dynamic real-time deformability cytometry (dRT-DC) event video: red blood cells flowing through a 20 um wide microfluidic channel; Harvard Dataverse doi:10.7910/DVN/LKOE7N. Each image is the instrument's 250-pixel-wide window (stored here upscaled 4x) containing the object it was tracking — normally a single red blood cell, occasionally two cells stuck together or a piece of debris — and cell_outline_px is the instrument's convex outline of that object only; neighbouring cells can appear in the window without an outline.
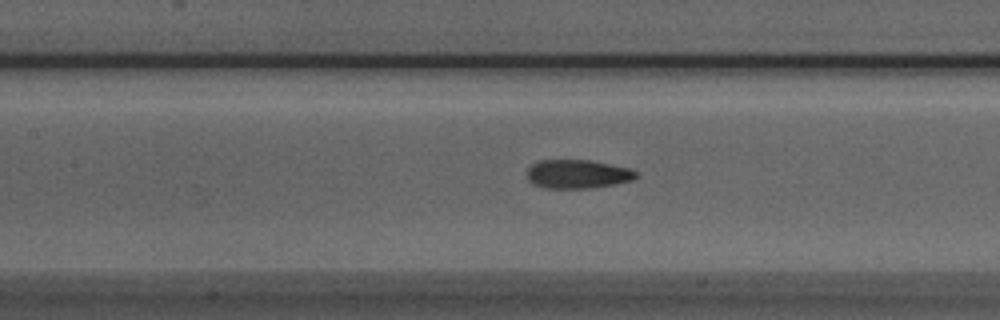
{"species": "Egyptian fruit bat (a non-hibernating species)", "species_latin": "Rousettus aegyptiacus", "temperature_condition": "room temperature", "stored_images_in_passage": 37, "camera_frame_rate_fps": 3000, "um_per_image_px": 0.085, "animal": {"sex": "male"}, "frame": {"image": 1, "passage_image": 13, "time_ms": 4.0, "image_size_px": [1000, 320], "cell_outline_px": [[636, 176], [632, 180], [612, 184], [584, 188], [544, 188], [532, 184], [528, 180], [528, 168], [532, 164], [540, 160], [592, 160], [628, 168], [636, 172]], "centroid_in_image_um": [49.04, 14.79], "position_along_channel_um": 158.4, "area_um2": 18.03}}
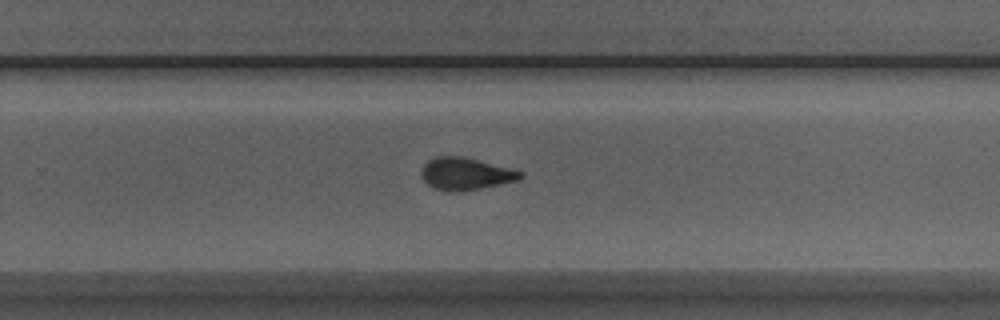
{"frame": {"image": 2, "passage_image": 23, "time_ms": 7.333, "image_size_px": [1000, 320], "cell_outline_px": [[524, 176], [516, 180], [480, 188], [460, 192], [448, 192], [436, 188], [428, 184], [420, 176], [420, 172], [424, 164], [428, 160], [436, 156], [464, 156], [520, 172]], "centroid_in_image_um": [39.48, 14.77], "position_along_channel_um": 290.3, "area_um2": 18.26}}
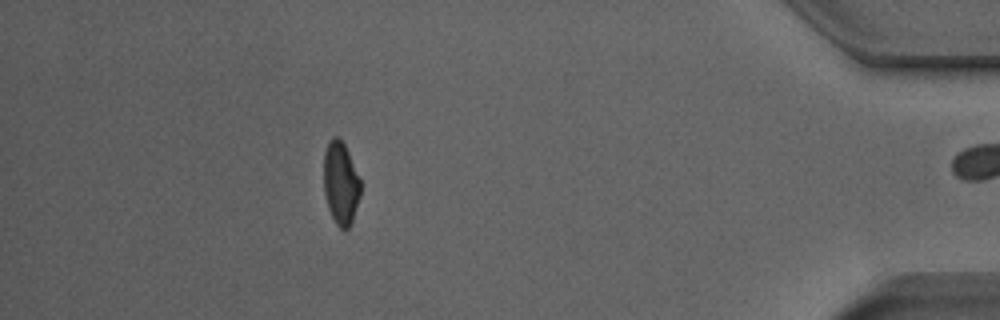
{"frame": {"image": 3, "passage_image": 36, "time_ms": 11.667, "image_size_px": [1000, 320], "cell_outline_px": [[360, 196], [352, 220], [348, 228], [344, 232], [336, 224], [328, 208], [324, 192], [324, 152], [332, 136], [336, 136], [344, 144], [348, 152], [360, 180]], "centroid_in_image_um": [28.95, 15.59], "position_along_channel_um": 406.3, "area_um2": 17.57}, "authors_computed_cell_mechanics": {"area_um2": 18.5538, "velocity_mm_per_s": 3.973, "shape_relaxation_time_tau1_ms": 3.6837, "shape_relaxation_time_tau2_ms": 1.5988, "deformation_change_tau1": 0.1488, "deformation_change_tau2": 0.0899}}